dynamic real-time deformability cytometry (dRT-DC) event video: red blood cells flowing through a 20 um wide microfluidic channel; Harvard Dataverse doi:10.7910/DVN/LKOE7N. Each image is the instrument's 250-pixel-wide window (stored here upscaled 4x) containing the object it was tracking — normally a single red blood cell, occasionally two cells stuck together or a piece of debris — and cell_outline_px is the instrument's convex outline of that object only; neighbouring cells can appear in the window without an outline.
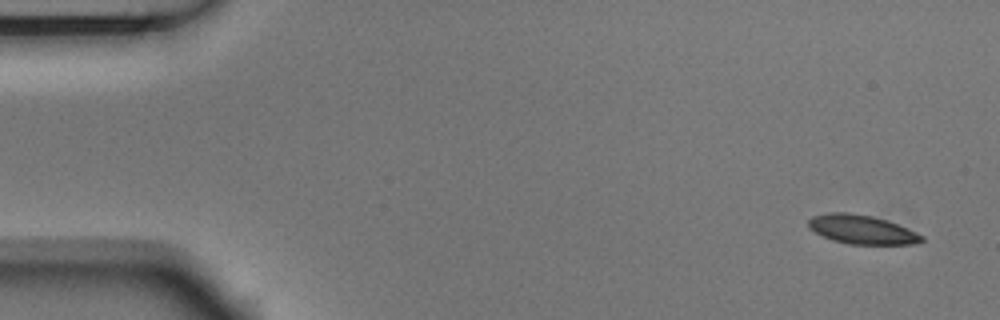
{"species": "Egyptian fruit bat (a non-hibernating species)", "species_latin": "Rousettus aegyptiacus", "temperature_condition": "room temperature", "stored_images_in_passage": 4, "camera_frame_rate_fps": 3000, "um_per_image_px": 0.085, "animal": {"sex": "male"}, "frame": {"image": 1, "passage_image": 1, "time_ms": 0.0, "image_size_px": [1000, 320], "cell_outline_px": [[924, 240], [916, 244], [848, 244], [832, 240], [808, 228], [808, 220], [812, 216], [828, 212], [848, 212], [872, 216], [888, 220], [924, 236]], "centroid_in_image_um": [73.24, 19.5], "position_along_channel_um": 11.8, "area_um2": 19.13}}
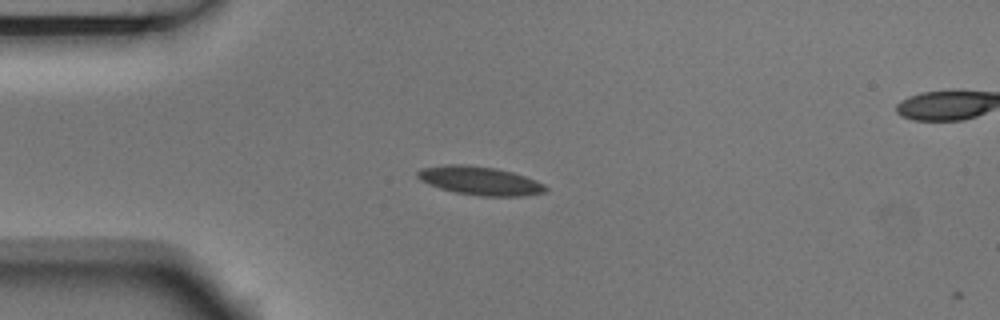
{"frame": {"image": 2, "passage_image": 3, "time_ms": 0.667, "image_size_px": [1000, 320], "cell_outline_px": [[548, 188], [544, 192], [524, 196], [484, 196], [456, 192], [440, 188], [428, 184], [420, 180], [416, 176], [416, 172], [420, 168], [444, 164], [464, 164], [496, 168], [512, 172], [536, 180], [544, 184]], "centroid_in_image_um": [40.76, 15.35], "position_along_channel_um": 44.2, "area_um2": 21.33}}